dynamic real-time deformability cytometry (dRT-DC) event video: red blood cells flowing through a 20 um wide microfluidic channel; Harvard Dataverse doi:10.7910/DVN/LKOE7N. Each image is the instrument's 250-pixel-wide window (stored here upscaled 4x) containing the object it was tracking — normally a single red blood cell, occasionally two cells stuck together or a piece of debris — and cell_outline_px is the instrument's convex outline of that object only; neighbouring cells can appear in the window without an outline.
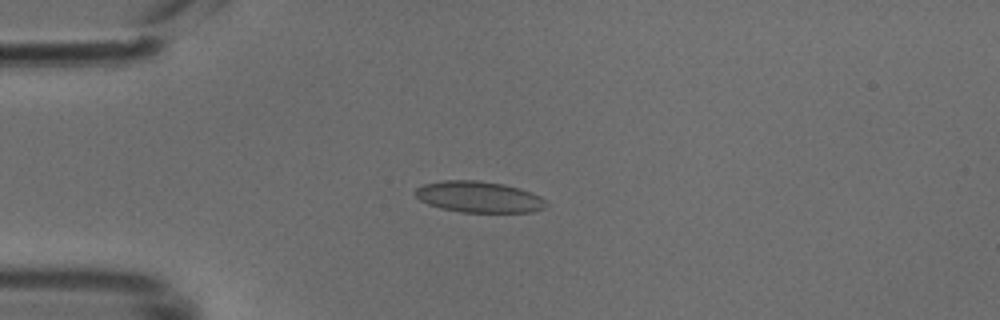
{"species": "common noctule bat (a hibernating species)", "species_latin": "Nyctalus noctula", "temperature_condition": "cold", "stored_images_in_passage": 43, "camera_frame_rate_fps": 3000, "um_per_image_px": 0.085, "animal": {"sex": "male", "body_mass_g": 18.8}, "frame": {"image": 1, "passage_image": 12, "time_ms": 3.667, "image_size_px": [1000, 320], "cell_outline_px": [[548, 204], [544, 208], [532, 212], [460, 212], [440, 208], [428, 204], [420, 200], [412, 192], [416, 188], [424, 184], [444, 180], [476, 180], [504, 184], [520, 188], [532, 192], [540, 196]], "centroid_in_image_um": [40.69, 16.73], "position_along_channel_um": 44.3, "area_um2": 23.93}}
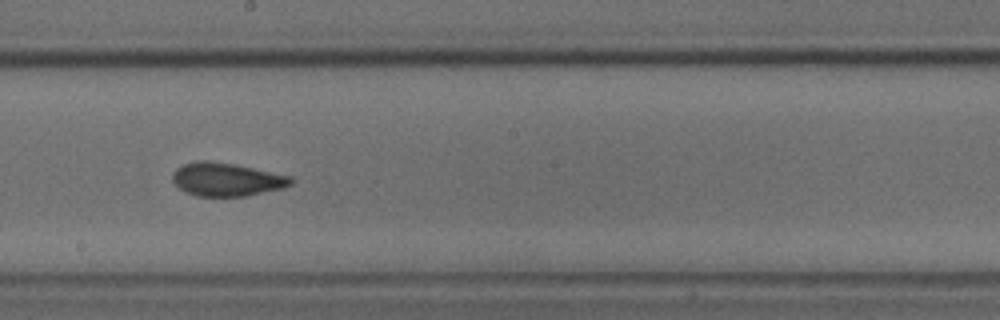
{"frame": {"image": 2, "passage_image": 27, "time_ms": 8.667, "image_size_px": [1000, 320], "cell_outline_px": [[296, 180], [292, 184], [284, 188], [248, 196], [196, 196], [184, 192], [172, 180], [172, 176], [176, 168], [184, 164], [196, 160], [208, 160], [232, 164], [292, 176]], "centroid_in_image_um": [19.28, 15.26], "position_along_channel_um": 228.9, "area_um2": 23.12}}
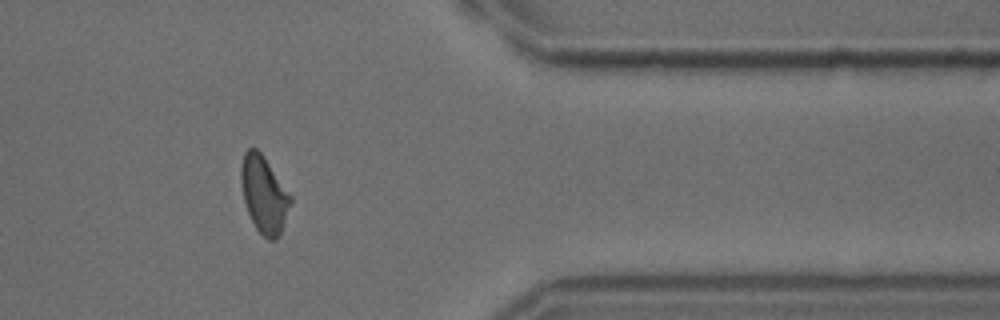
{"frame": {"image": 3, "passage_image": 40, "time_ms": 13.0, "image_size_px": [1000, 320], "cell_outline_px": [[292, 204], [280, 232], [276, 240], [268, 240], [256, 228], [248, 212], [244, 200], [240, 180], [240, 168], [244, 152], [248, 148], [256, 148], [260, 152], [292, 196]], "centroid_in_image_um": [22.44, 16.52], "position_along_channel_um": 389.0, "area_um2": 21.96}}